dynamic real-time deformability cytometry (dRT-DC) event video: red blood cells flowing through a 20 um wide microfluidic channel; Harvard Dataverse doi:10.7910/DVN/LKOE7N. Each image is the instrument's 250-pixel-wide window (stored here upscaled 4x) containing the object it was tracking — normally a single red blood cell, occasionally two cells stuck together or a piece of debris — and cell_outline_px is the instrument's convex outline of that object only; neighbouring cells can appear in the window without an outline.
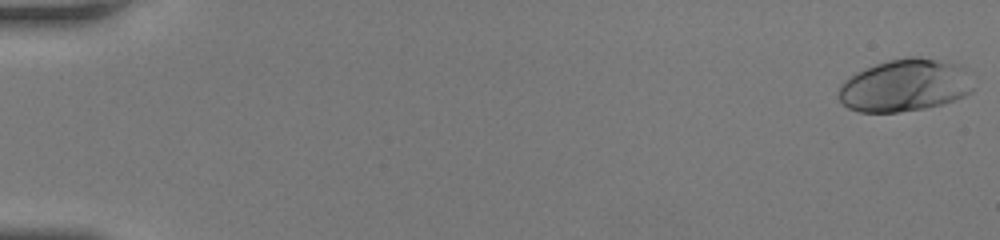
{"species": "human", "species_latin": "Homo sapiens", "temperature_condition": "room temperature", "stored_images_in_passage": 15, "camera_frame_rate_fps": 3000, "um_per_image_px": 0.085, "donor": {"sex": "female"}, "frame": {"image": 1, "passage_image": 1, "time_ms": 0.0, "image_size_px": [1000, 240], "cell_outline_px": [[972, 92], [956, 100], [944, 104], [924, 108], [896, 112], [860, 112], [848, 108], [836, 96], [840, 84], [844, 80], [856, 72], [876, 64], [888, 60], [908, 56], [920, 56], [956, 64], [972, 88]], "centroid_in_image_um": [76.81, 7.27], "position_along_channel_um": 8.2, "area_um2": 40.63}}
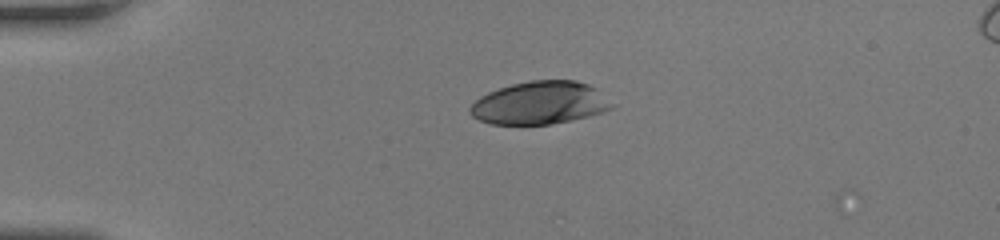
{"frame": {"image": 2, "passage_image": 13, "time_ms": 4.0, "image_size_px": [1000, 240], "cell_outline_px": [[616, 104], [612, 108], [588, 116], [552, 124], [492, 124], [480, 120], [472, 116], [468, 112], [468, 108], [480, 96], [488, 92], [512, 84], [532, 80], [576, 80], [588, 84], [596, 88]], "centroid_in_image_um": [45.89, 8.74], "position_along_channel_um": 39.1, "area_um2": 35.37}}